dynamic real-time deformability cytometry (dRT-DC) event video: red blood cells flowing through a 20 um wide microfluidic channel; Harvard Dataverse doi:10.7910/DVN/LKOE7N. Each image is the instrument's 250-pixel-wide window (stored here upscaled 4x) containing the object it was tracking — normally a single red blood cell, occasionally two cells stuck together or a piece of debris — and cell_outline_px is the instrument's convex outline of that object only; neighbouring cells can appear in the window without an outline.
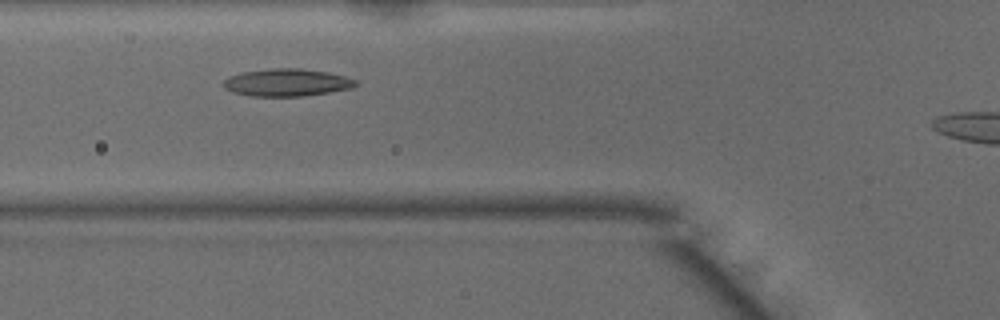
{"species": "common noctule bat (a hibernating species)", "species_latin": "Nyctalus noctula", "temperature_condition": "warm", "stored_images_in_passage": 29, "camera_frame_rate_fps": 3000, "um_per_image_px": 0.085, "animal": {"sex": "male", "body_mass_g": 15.6}, "frame": {"image": 1, "passage_image": 4, "time_ms": 1.0, "image_size_px": [1000, 320], "cell_outline_px": [[360, 84], [352, 88], [304, 96], [252, 96], [236, 92], [224, 88], [220, 84], [228, 76], [244, 72], [272, 68], [300, 68], [328, 72], [344, 76], [356, 80]], "centroid_in_image_um": [24.39, 7.01], "position_along_channel_um": 101.4, "area_um2": 21.15}}
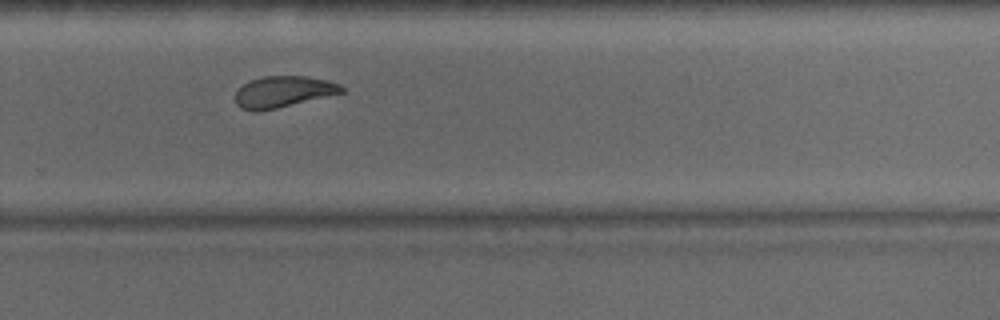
{"frame": {"image": 2, "passage_image": 19, "time_ms": 6.0, "image_size_px": [1000, 320], "cell_outline_px": [[344, 92], [276, 108], [256, 112], [240, 108], [236, 104], [236, 92], [248, 80], [264, 76], [308, 76], [328, 80], [340, 84], [344, 88]], "centroid_in_image_um": [24.06, 7.79], "position_along_channel_um": 305.7, "area_um2": 19.31}}
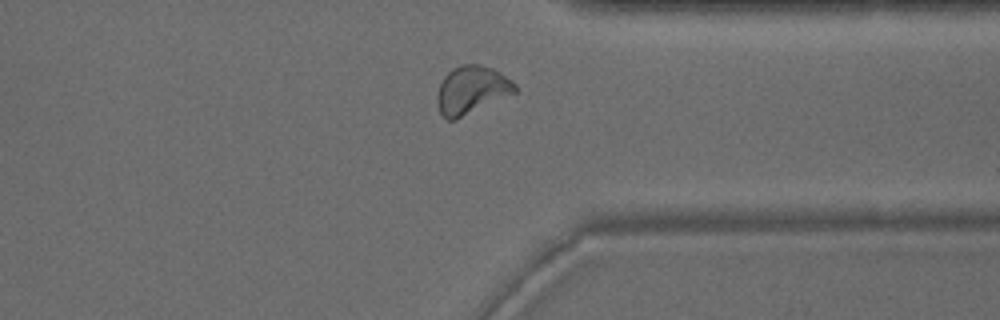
{"frame": {"image": 3, "passage_image": 24, "time_ms": 7.667, "image_size_px": [1000, 320], "cell_outline_px": [[520, 88], [516, 92], [456, 120], [448, 120], [440, 112], [436, 104], [436, 96], [440, 84], [444, 76], [452, 68], [464, 64], [480, 64], [492, 68], [512, 80]], "centroid_in_image_um": [40.08, 7.65], "position_along_channel_um": 371.3, "area_um2": 21.85}}